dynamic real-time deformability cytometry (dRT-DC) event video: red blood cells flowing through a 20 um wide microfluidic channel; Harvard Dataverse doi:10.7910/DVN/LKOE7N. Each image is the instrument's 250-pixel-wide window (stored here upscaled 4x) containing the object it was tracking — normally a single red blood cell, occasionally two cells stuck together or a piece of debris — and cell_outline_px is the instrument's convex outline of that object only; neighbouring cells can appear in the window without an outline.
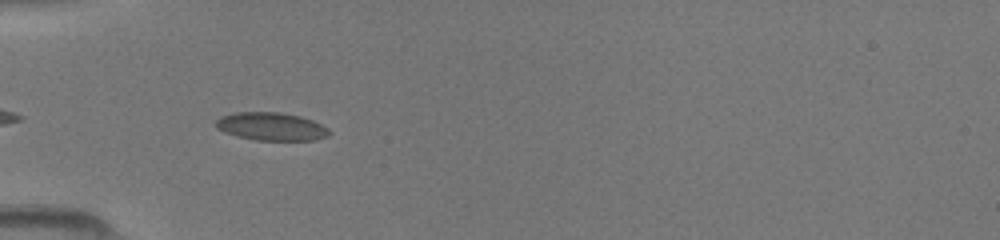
{"species": "common noctule bat (a hibernating species)", "species_latin": "Nyctalus noctula", "temperature_condition": "room temperature", "stored_images_in_passage": 20, "camera_frame_rate_fps": 3000, "um_per_image_px": 0.085, "animal": {"sex": "female", "body_mass_g": 19.5, "forearm_length_mm": 54.1}, "frame": {"image": 1, "passage_image": 7, "time_ms": 2.0, "image_size_px": [1000, 240], "cell_outline_px": [[332, 132], [328, 136], [316, 140], [256, 140], [236, 136], [224, 132], [216, 128], [216, 120], [220, 116], [236, 112], [280, 112], [300, 116], [312, 120], [328, 128]], "centroid_in_image_um": [23.06, 10.75], "position_along_channel_um": 61.9, "area_um2": 18.61}}
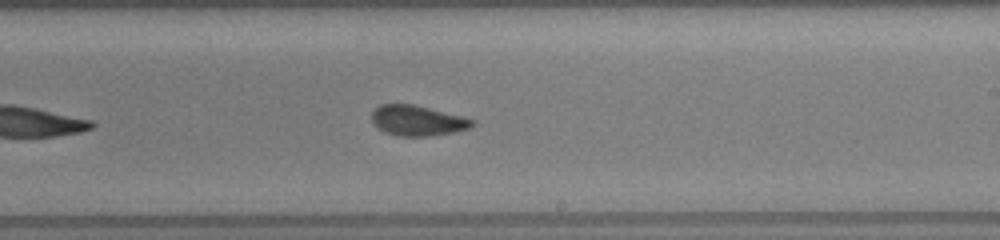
{"frame": {"image": 2, "passage_image": 13, "time_ms": 4.0, "image_size_px": [1000, 240], "cell_outline_px": [[476, 124], [472, 128], [456, 132], [432, 136], [400, 136], [384, 132], [372, 120], [372, 112], [380, 104], [412, 104], [476, 120]], "centroid_in_image_um": [35.54, 10.26], "position_along_channel_um": 253.5, "area_um2": 17.69}}
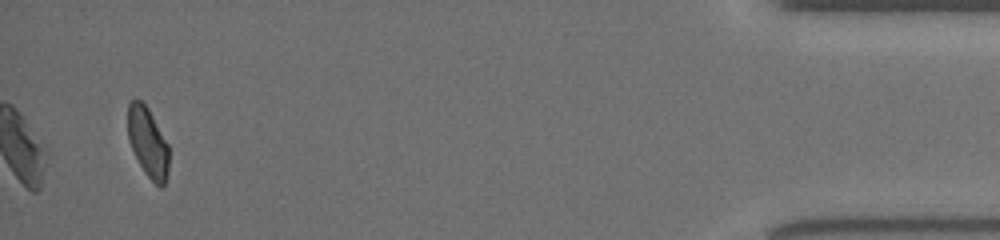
{"frame": {"image": 3, "passage_image": 20, "time_ms": 6.333, "image_size_px": [1000, 240], "cell_outline_px": [[168, 172], [164, 184], [160, 188], [144, 172], [128, 140], [128, 104], [132, 100], [140, 100], [148, 108], [168, 144]], "centroid_in_image_um": [12.57, 12.1], "position_along_channel_um": 422.6, "area_um2": 16.42}}